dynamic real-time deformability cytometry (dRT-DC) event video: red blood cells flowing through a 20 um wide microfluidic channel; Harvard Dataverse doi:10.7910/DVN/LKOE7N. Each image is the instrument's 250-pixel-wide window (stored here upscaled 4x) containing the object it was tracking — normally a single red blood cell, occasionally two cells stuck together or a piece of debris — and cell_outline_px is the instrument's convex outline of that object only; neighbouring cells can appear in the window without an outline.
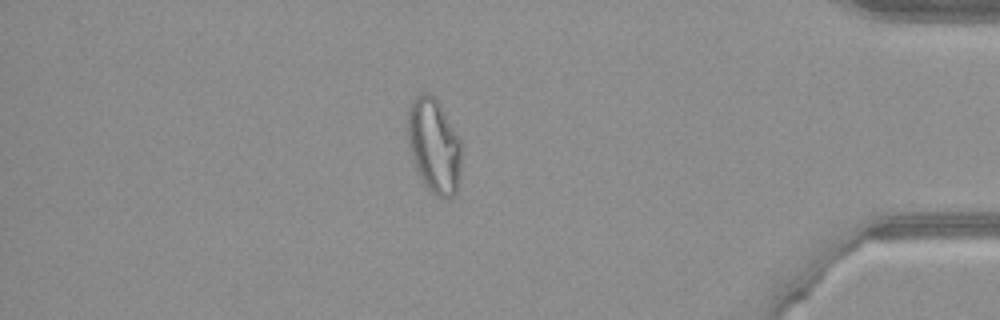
{"species": "common noctule bat (a hibernating species)", "species_latin": "Nyctalus noctula", "temperature_condition": "warm", "stored_images_in_passage": 50, "camera_frame_rate_fps": 3000, "um_per_image_px": 0.085, "animal": {"sex": "female", "body_mass_g": 21.9}, "frame": {"image": 1, "passage_image": 43, "time_ms": 14.0, "image_size_px": [1000, 320], "cell_outline_px": [[460, 176], [456, 192], [452, 196], [436, 196], [424, 184], [416, 168], [408, 144], [408, 108], [412, 100], [420, 92], [428, 92], [440, 104], [460, 140]], "centroid_in_image_um": [36.88, 12.36], "position_along_channel_um": 398.3, "area_um2": 29.25}}